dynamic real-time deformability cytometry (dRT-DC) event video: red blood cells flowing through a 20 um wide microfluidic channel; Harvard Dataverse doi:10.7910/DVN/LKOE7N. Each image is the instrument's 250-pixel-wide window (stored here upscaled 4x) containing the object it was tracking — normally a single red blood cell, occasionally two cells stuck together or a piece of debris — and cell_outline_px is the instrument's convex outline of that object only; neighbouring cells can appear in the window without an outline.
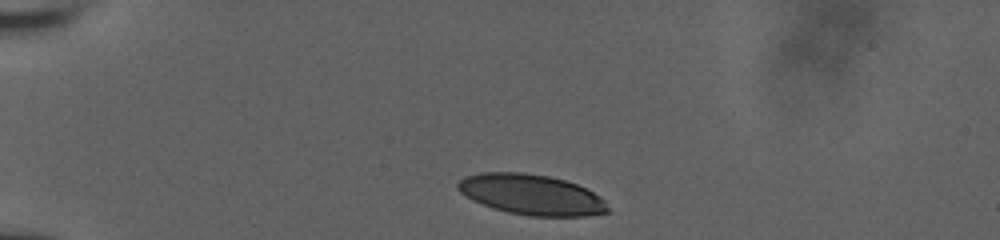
{"species": "human", "species_latin": "Homo sapiens", "temperature_condition": "room temperature", "stored_images_in_passage": 3, "camera_frame_rate_fps": 3000, "um_per_image_px": 0.085, "donor": {"sex": "male"}, "frame": {"image": 1, "passage_image": 1, "time_ms": 0.0, "image_size_px": [1000, 240], "cell_outline_px": [[612, 212], [584, 216], [528, 216], [508, 212], [492, 208], [472, 200], [460, 192], [456, 188], [456, 184], [464, 176], [480, 172], [524, 172], [548, 176], [564, 180], [576, 184], [600, 196], [604, 200]], "centroid_in_image_um": [45.15, 16.54], "position_along_channel_um": 39.8, "area_um2": 35.55}}
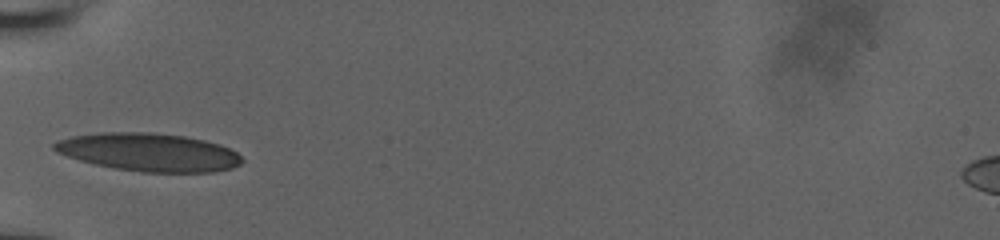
{"frame": {"image": 2, "passage_image": 3, "time_ms": 2.333, "image_size_px": [1000, 240], "cell_outline_px": [[244, 160], [240, 164], [232, 168], [212, 172], [140, 172], [116, 168], [96, 164], [80, 160], [56, 152], [52, 148], [52, 144], [60, 140], [72, 136], [100, 132], [152, 132], [184, 136], [204, 140], [220, 144], [236, 152]], "centroid_in_image_um": [12.66, 12.93], "position_along_channel_um": 72.3, "area_um2": 41.56}}